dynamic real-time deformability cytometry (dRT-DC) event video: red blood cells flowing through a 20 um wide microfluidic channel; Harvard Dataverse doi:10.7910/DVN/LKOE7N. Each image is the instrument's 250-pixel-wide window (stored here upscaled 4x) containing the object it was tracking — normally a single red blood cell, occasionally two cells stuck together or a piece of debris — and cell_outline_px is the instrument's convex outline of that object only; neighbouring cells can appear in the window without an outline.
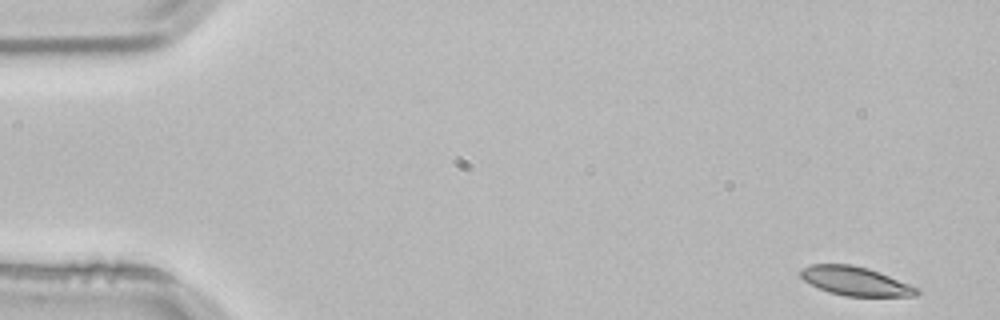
{"species": "common noctule bat (a hibernating species)", "species_latin": "Nyctalus noctula", "temperature_condition": "room temperature", "stored_images_in_passage": 4, "segment_of_instrument_passage": [1, 2], "camera_frame_rate_fps": 3000, "um_per_image_px": 0.085, "animal": {"sex": "male", "body_mass_g": 21.5, "forearm_length_mm": 52.0}, "frame": {"image": 1, "passage_image": 1, "time_ms": 0.0, "image_size_px": [1000, 320], "cell_outline_px": [[920, 292], [916, 296], [844, 296], [828, 292], [804, 280], [800, 276], [800, 268], [812, 264], [852, 264], [868, 268], [880, 272], [920, 288]], "centroid_in_image_um": [72.73, 23.89], "position_along_channel_um": 12.3, "area_um2": 19.65}}